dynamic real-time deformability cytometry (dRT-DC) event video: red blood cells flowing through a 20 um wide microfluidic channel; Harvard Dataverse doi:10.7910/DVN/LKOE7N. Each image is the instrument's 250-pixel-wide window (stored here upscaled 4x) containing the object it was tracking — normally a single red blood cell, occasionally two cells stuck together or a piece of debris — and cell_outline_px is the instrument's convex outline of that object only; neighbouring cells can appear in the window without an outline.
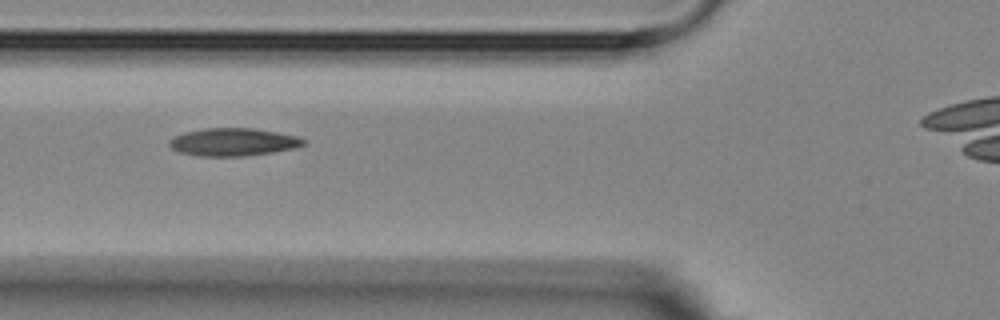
{"species": "Egyptian fruit bat (a non-hibernating species)", "species_latin": "Rousettus aegyptiacus", "temperature_condition": "room temperature", "stored_images_in_passage": 10, "camera_frame_rate_fps": 3000, "um_per_image_px": 0.085, "animal": {"sex": "female"}, "frame": {"image": 1, "passage_image": 2, "time_ms": 1.0, "image_size_px": [1000, 320], "cell_outline_px": [[304, 144], [292, 148], [272, 152], [244, 156], [200, 156], [180, 152], [172, 148], [168, 144], [168, 140], [184, 132], [204, 128], [252, 128], [276, 132], [296, 136], [304, 140]], "centroid_in_image_um": [19.77, 12.07], "position_along_channel_um": 106.0, "area_um2": 21.44}}
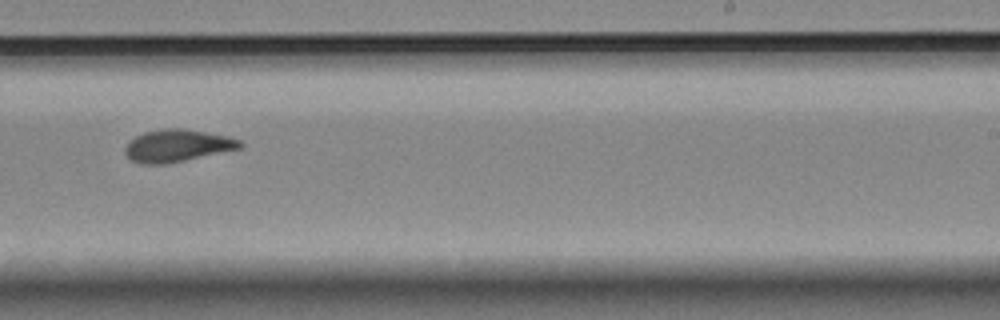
{"frame": {"image": 2, "passage_image": 6, "time_ms": 5.667, "image_size_px": [1000, 320], "cell_outline_px": [[244, 144], [240, 148], [184, 160], [164, 164], [140, 164], [132, 160], [124, 152], [124, 148], [128, 140], [144, 132], [164, 128], [184, 128], [228, 136], [240, 140]], "centroid_in_image_um": [15.03, 12.37], "position_along_channel_um": 274.0, "area_um2": 21.56}}
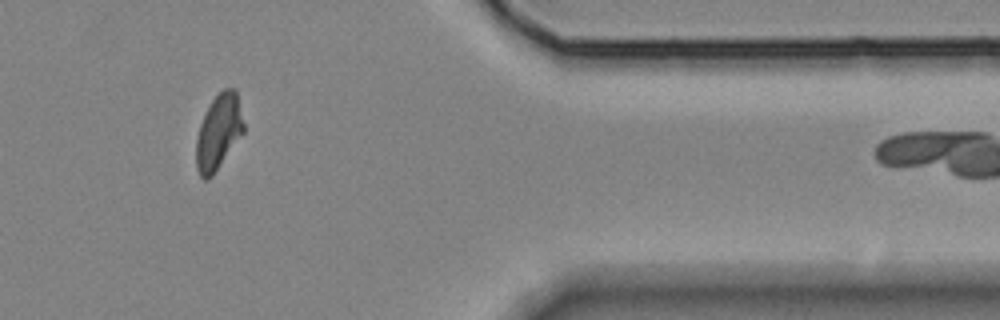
{"frame": {"image": 3, "passage_image": 9, "time_ms": 9.667, "image_size_px": [1000, 320], "cell_outline_px": [[244, 132], [212, 176], [204, 180], [200, 176], [196, 168], [196, 140], [200, 124], [212, 100], [224, 88], [236, 88], [244, 124]], "centroid_in_image_um": [18.58, 11.22], "position_along_channel_um": 392.8, "area_um2": 20.58}, "authors_computed_cell_mechanics": {"area_um2": 21.4149, "velocity_mm_per_s": 3.6084, "shape_relaxation_time_tau1_ms": null, "shape_relaxation_time_tau2_ms": 3.847, "deformation_change_tau1": null, "deformation_change_tau2": 0.0872}}